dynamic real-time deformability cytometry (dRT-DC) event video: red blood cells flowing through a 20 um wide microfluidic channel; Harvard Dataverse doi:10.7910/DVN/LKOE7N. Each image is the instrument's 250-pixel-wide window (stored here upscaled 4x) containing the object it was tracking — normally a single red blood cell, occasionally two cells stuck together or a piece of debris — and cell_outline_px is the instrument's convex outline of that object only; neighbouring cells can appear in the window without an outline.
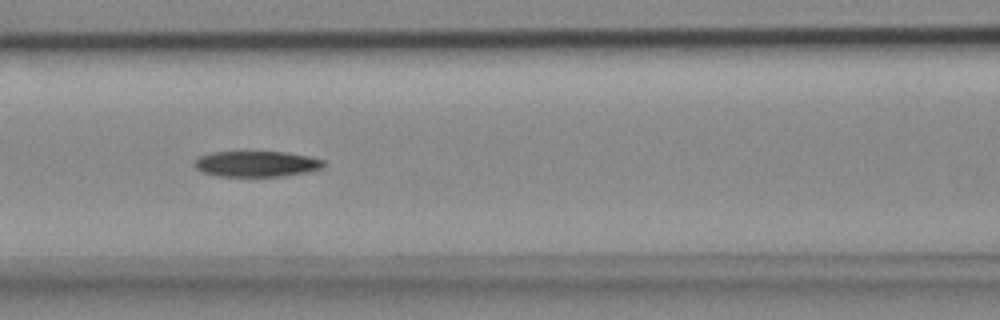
{"species": "common noctule bat (a hibernating species)", "species_latin": "Nyctalus noctula", "temperature_condition": "cold", "stored_images_in_passage": 10, "camera_frame_rate_fps": 3000, "um_per_image_px": 0.085, "animal": {"sex": "female", "body_mass_g": 18.4}, "frame": {"image": 1, "passage_image": 6, "time_ms": 1.667, "image_size_px": [1000, 320], "cell_outline_px": [[324, 164], [320, 168], [308, 172], [280, 176], [220, 176], [204, 172], [196, 168], [192, 164], [200, 156], [212, 152], [288, 152], [308, 156], [324, 160]], "centroid_in_image_um": [21.8, 13.92], "position_along_channel_um": 144.8, "area_um2": 19.19}}
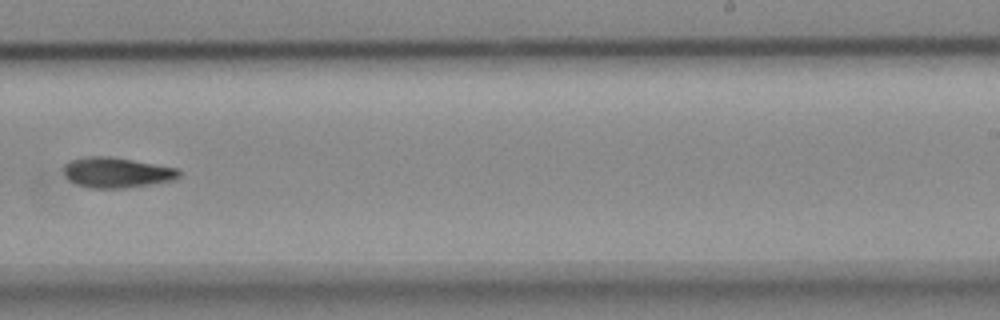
{"frame": {"image": 2, "passage_image": 9, "time_ms": 2.667, "image_size_px": [1000, 320], "cell_outline_px": [[180, 176], [176, 180], [152, 184], [124, 188], [88, 188], [76, 184], [68, 180], [64, 172], [64, 164], [68, 160], [84, 156], [108, 156], [180, 168]], "centroid_in_image_um": [9.92, 14.66], "position_along_channel_um": 279.1, "area_um2": 20.69}}
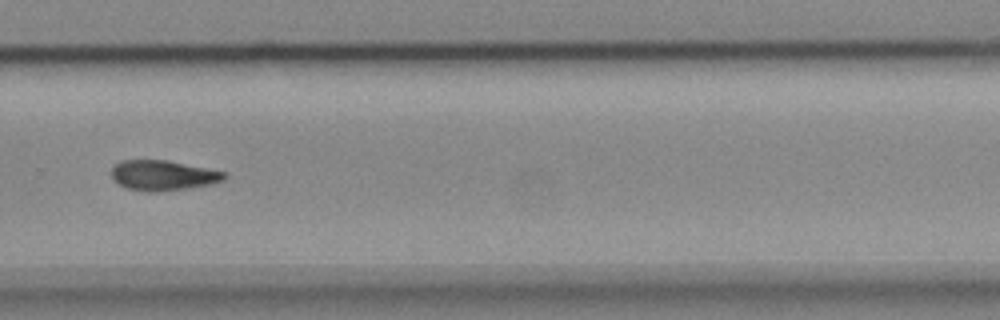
{"frame": {"image": 3, "passage_image": 10, "time_ms": 3.0, "image_size_px": [1000, 320], "cell_outline_px": [[228, 176], [224, 180], [212, 184], [188, 188], [156, 192], [152, 192], [128, 188], [112, 180], [112, 168], [120, 160], [164, 160], [228, 172]], "centroid_in_image_um": [13.89, 14.9], "position_along_channel_um": 315.9, "area_um2": 19.77}}